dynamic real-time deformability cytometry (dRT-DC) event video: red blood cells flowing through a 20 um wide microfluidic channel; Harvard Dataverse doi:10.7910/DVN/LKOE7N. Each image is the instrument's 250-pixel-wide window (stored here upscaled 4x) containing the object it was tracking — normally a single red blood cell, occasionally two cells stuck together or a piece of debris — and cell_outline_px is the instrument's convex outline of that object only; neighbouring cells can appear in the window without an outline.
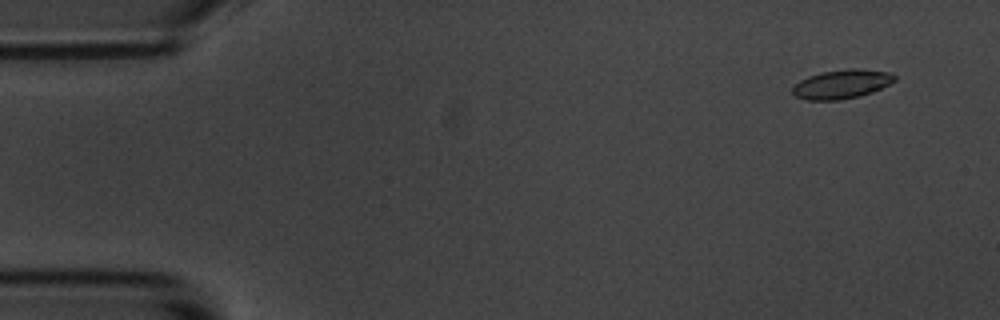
{"species": "common noctule bat (a hibernating species)", "species_latin": "Nyctalus noctula", "temperature_condition": "room temperature", "stored_images_in_passage": 6, "camera_frame_rate_fps": 3000, "um_per_image_px": 0.085, "animal": {"sex": "male", "body_mass_g": 20.1, "forearm_length_mm": 53.5}, "frame": {"image": 1, "passage_image": 1, "time_ms": 0.0, "image_size_px": [1000, 320], "cell_outline_px": [[896, 80], [872, 92], [860, 96], [840, 100], [804, 100], [796, 96], [792, 92], [792, 88], [800, 80], [808, 76], [820, 72], [848, 68], [860, 68], [892, 72], [896, 76]], "centroid_in_image_um": [71.56, 7.14], "position_along_channel_um": 13.4, "area_um2": 17.46}}
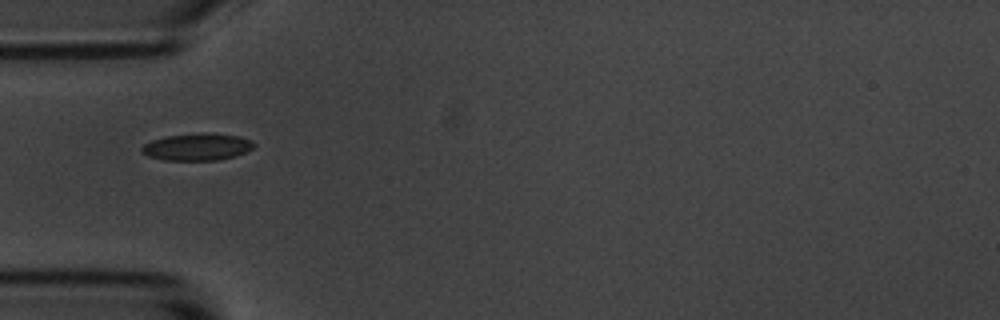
{"frame": {"image": 2, "passage_image": 5, "time_ms": 4.667, "image_size_px": [1000, 320], "cell_outline_px": [[256, 144], [252, 148], [236, 156], [220, 160], [164, 160], [148, 156], [140, 152], [140, 148], [144, 144], [152, 140], [168, 136], [200, 132], [208, 132], [240, 136], [252, 140]], "centroid_in_image_um": [16.77, 12.48], "position_along_channel_um": 68.2, "area_um2": 17.92}}